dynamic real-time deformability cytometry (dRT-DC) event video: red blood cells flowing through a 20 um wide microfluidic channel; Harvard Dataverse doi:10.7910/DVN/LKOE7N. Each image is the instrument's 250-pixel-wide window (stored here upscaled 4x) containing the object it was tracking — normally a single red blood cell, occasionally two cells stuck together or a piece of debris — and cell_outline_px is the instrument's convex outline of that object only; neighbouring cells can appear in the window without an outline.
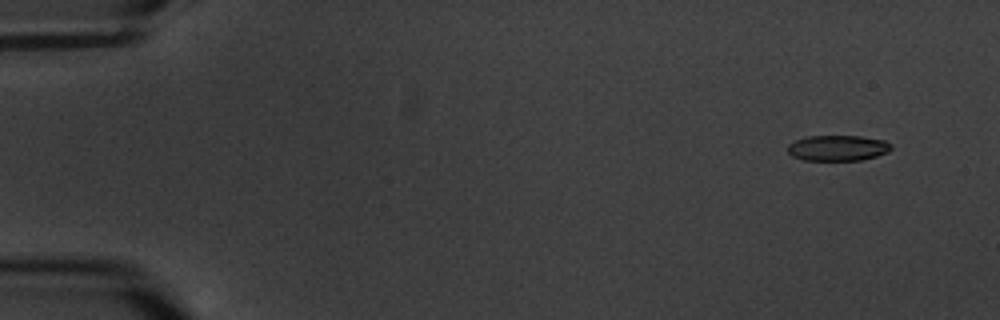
{"species": "common noctule bat (a hibernating species)", "species_latin": "Nyctalus noctula", "temperature_condition": "warm", "stored_images_in_passage": 6, "camera_frame_rate_fps": 3000, "um_per_image_px": 0.085, "animal": {"sex": "male", "body_mass_g": 20.1, "forearm_length_mm": 53.5}, "frame": {"image": 1, "passage_image": 2, "time_ms": 1.333, "image_size_px": [1000, 320], "cell_outline_px": [[892, 148], [888, 152], [876, 156], [860, 160], [804, 160], [792, 156], [788, 152], [788, 144], [804, 136], [860, 136], [884, 140], [892, 144]], "centroid_in_image_um": [71.21, 12.57], "position_along_channel_um": 13.8, "area_um2": 15.49}}